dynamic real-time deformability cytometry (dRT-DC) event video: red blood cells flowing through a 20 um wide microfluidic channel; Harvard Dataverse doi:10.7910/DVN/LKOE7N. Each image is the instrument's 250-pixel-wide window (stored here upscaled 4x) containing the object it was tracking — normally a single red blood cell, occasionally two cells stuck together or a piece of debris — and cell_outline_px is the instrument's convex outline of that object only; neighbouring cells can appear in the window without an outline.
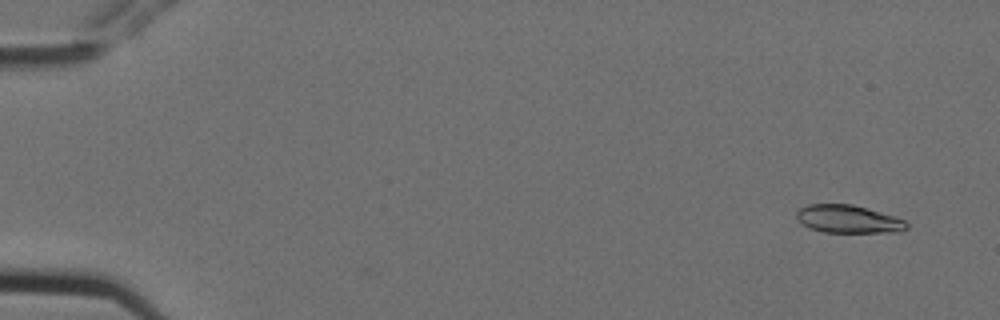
{"species": "Egyptian fruit bat (a non-hibernating species)", "species_latin": "Rousettus aegyptiacus", "temperature_condition": "cold", "stored_images_in_passage": 4, "camera_frame_rate_fps": 3000, "um_per_image_px": 0.085, "animal": {"sex": "female"}, "frame": {"image": 1, "passage_image": 1, "time_ms": 0.0, "image_size_px": [1000, 320], "cell_outline_px": [[908, 228], [900, 232], [824, 232], [808, 228], [796, 220], [796, 212], [800, 208], [808, 204], [852, 204], [892, 216], [904, 220], [908, 224]], "centroid_in_image_um": [72.05, 18.63], "position_along_channel_um": 12.9, "area_um2": 17.86}}